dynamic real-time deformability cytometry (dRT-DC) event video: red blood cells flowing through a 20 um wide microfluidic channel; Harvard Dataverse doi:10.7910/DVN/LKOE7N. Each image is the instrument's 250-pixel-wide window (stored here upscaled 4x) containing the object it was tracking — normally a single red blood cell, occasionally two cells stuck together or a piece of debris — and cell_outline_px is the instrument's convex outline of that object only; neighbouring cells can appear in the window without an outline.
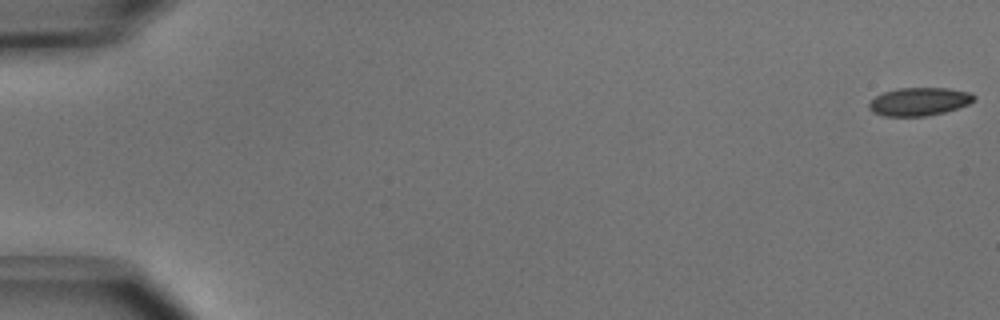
{"species": "common noctule bat (a hibernating species)", "species_latin": "Nyctalus noctula", "temperature_condition": "cold", "stored_images_in_passage": 6, "camera_frame_rate_fps": 3000, "um_per_image_px": 0.085, "animal": {"sex": "male", "body_mass_g": 15.6}, "frame": {"image": 1, "passage_image": 1, "time_ms": 0.0, "image_size_px": [1000, 320], "cell_outline_px": [[976, 100], [968, 104], [944, 112], [924, 116], [884, 116], [872, 112], [868, 108], [868, 104], [876, 96], [884, 92], [900, 88], [948, 88], [968, 92], [976, 96]], "centroid_in_image_um": [78.12, 8.63], "position_along_channel_um": 6.9, "area_um2": 17.11}}